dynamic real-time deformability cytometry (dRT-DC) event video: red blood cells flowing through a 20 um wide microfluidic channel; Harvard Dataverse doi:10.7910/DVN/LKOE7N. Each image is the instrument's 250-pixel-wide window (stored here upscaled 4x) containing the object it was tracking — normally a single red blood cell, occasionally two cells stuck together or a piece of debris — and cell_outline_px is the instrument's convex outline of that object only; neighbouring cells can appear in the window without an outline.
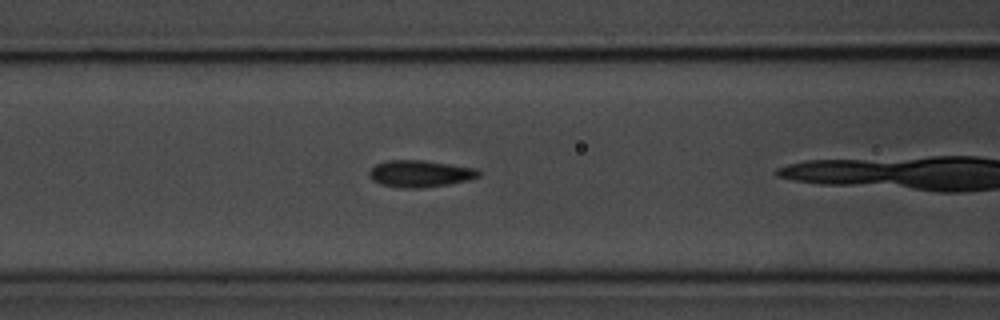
{"species": "common noctule bat (a hibernating species)", "species_latin": "Nyctalus noctula", "temperature_condition": "room temperature", "stored_images_in_passage": 9, "camera_frame_rate_fps": 3000, "um_per_image_px": 0.085, "animal": {"sex": "male", "body_mass_g": 20.1, "forearm_length_mm": 53.5}, "frame": {"image": 1, "passage_image": 4, "time_ms": 1.0, "image_size_px": [1000, 320], "cell_outline_px": [[480, 176], [468, 180], [448, 184], [424, 188], [400, 188], [380, 184], [372, 180], [368, 176], [368, 172], [376, 164], [388, 160], [420, 160], [476, 168], [480, 172]], "centroid_in_image_um": [35.67, 14.77], "position_along_channel_um": 130.9, "area_um2": 17.11}}
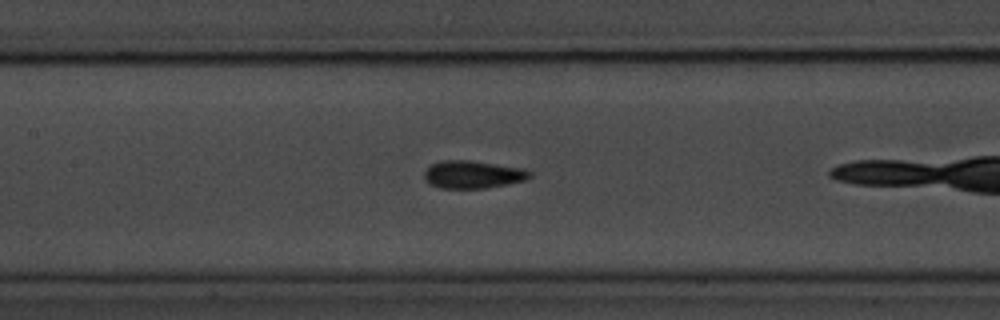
{"frame": {"image": 2, "passage_image": 7, "time_ms": 2.0, "image_size_px": [1000, 320], "cell_outline_px": [[532, 176], [524, 180], [484, 188], [440, 188], [424, 180], [424, 172], [432, 164], [440, 160], [468, 160], [520, 168], [532, 172]], "centroid_in_image_um": [40.15, 14.83], "position_along_channel_um": 167.3, "area_um2": 16.7}}